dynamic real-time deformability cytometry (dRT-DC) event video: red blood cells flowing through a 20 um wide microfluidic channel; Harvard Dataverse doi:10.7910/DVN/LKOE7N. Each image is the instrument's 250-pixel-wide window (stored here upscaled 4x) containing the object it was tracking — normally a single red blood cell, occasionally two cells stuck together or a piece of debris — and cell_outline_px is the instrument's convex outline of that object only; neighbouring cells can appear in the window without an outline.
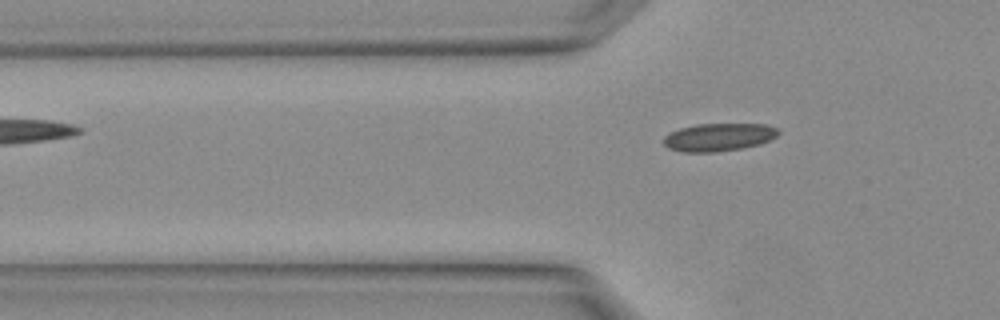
{"species": "Egyptian fruit bat (a non-hibernating species)", "species_latin": "Rousettus aegyptiacus", "temperature_condition": "warm", "stored_images_in_passage": 4, "camera_frame_rate_fps": 3000, "um_per_image_px": 0.085, "animal": {"sex": "female"}, "frame": {"image": 1, "passage_image": 4, "time_ms": 1.0, "image_size_px": [1000, 320], "cell_outline_px": [[780, 132], [776, 136], [760, 144], [744, 148], [716, 152], [684, 152], [668, 148], [664, 144], [664, 136], [680, 128], [696, 124], [764, 124], [780, 128]], "centroid_in_image_um": [61.12, 11.66], "position_along_channel_um": 64.7, "area_um2": 18.67}}